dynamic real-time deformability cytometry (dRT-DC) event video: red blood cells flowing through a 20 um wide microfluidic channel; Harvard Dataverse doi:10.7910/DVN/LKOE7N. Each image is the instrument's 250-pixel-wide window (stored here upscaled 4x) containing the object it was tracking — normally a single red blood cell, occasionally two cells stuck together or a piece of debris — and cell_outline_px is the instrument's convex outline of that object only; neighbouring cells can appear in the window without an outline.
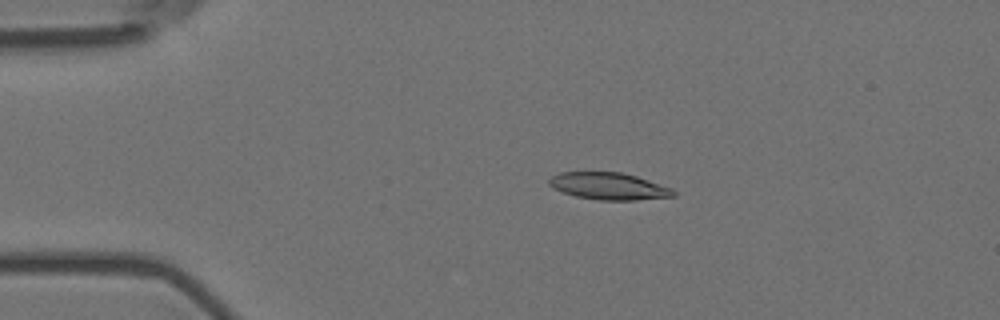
{"species": "Egyptian fruit bat (a non-hibernating species)", "species_latin": "Rousettus aegyptiacus", "temperature_condition": "room temperature", "stored_images_in_passage": 7, "camera_frame_rate_fps": 3000, "um_per_image_px": 0.085, "animal": {"sex": "female"}, "frame": {"image": 1, "passage_image": 3, "time_ms": 0.667, "image_size_px": [1000, 320], "cell_outline_px": [[676, 196], [636, 200], [600, 200], [576, 196], [552, 188], [548, 184], [548, 180], [552, 176], [560, 172], [620, 172], [636, 176], [672, 188], [676, 192]], "centroid_in_image_um": [51.75, 15.82], "position_along_channel_um": 33.3, "area_um2": 19.54}}
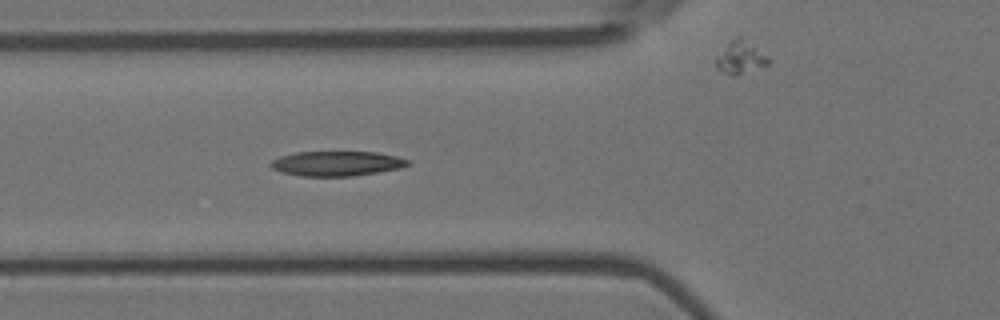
{"frame": {"image": 2, "passage_image": 5, "time_ms": 1.333, "image_size_px": [1000, 320], "cell_outline_px": [[412, 164], [400, 168], [352, 176], [300, 176], [280, 172], [272, 168], [268, 164], [272, 160], [280, 156], [296, 152], [376, 152], [396, 156], [408, 160]], "centroid_in_image_um": [28.59, 13.9], "position_along_channel_um": 97.2, "area_um2": 19.83}}